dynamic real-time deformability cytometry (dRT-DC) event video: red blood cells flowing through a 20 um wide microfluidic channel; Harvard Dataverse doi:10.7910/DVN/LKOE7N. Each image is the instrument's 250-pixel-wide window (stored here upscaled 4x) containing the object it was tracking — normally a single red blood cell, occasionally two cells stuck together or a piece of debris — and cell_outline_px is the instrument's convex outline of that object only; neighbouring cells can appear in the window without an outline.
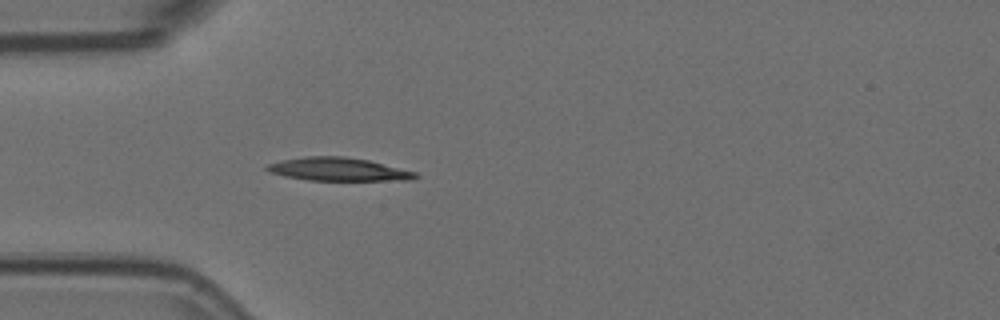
{"species": "Egyptian fruit bat (a non-hibernating species)", "species_latin": "Rousettus aegyptiacus", "temperature_condition": "room temperature", "stored_images_in_passage": 4, "camera_frame_rate_fps": 3000, "um_per_image_px": 0.085, "animal": {"sex": "female"}, "frame": {"image": 1, "passage_image": 4, "time_ms": 1.0, "image_size_px": [1000, 320], "cell_outline_px": [[420, 176], [412, 180], [308, 180], [284, 176], [272, 172], [264, 168], [268, 164], [284, 160], [304, 156], [344, 156], [368, 160], [416, 172]], "centroid_in_image_um": [28.78, 14.39], "position_along_channel_um": 56.2, "area_um2": 19.88}}